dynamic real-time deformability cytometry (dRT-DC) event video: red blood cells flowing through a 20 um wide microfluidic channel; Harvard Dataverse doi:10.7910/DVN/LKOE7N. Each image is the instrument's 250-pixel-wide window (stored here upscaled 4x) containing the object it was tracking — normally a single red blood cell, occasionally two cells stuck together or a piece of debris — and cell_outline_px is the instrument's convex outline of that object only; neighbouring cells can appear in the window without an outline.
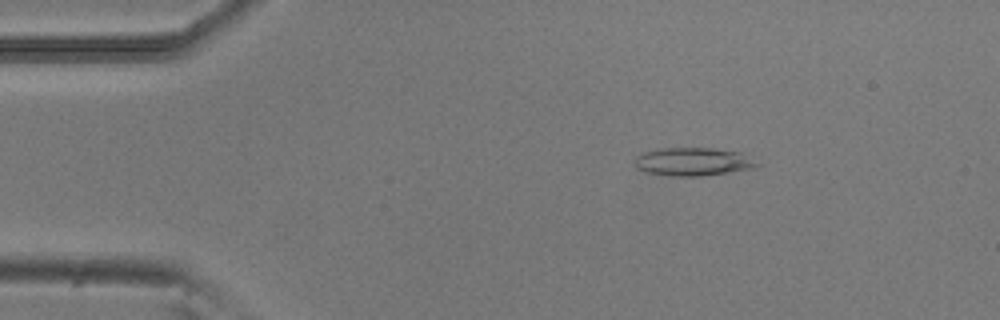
{"species": "common noctule bat (a hibernating species)", "species_latin": "Nyctalus noctula", "temperature_condition": "room temperature", "stored_images_in_passage": 4, "camera_frame_rate_fps": 3000, "um_per_image_px": 0.085, "animal": {"sex": "male", "body_mass_g": 20.5, "forearm_length_mm": 52.5}, "frame": {"image": 1, "passage_image": 2, "time_ms": 0.333, "image_size_px": [1000, 320], "cell_outline_px": [[760, 164], [752, 168], [728, 172], [700, 176], [672, 176], [648, 172], [636, 168], [636, 156], [640, 152], [656, 148], [712, 148], [740, 152]], "centroid_in_image_um": [58.85, 13.73], "position_along_channel_um": 26.1, "area_um2": 19.94}}